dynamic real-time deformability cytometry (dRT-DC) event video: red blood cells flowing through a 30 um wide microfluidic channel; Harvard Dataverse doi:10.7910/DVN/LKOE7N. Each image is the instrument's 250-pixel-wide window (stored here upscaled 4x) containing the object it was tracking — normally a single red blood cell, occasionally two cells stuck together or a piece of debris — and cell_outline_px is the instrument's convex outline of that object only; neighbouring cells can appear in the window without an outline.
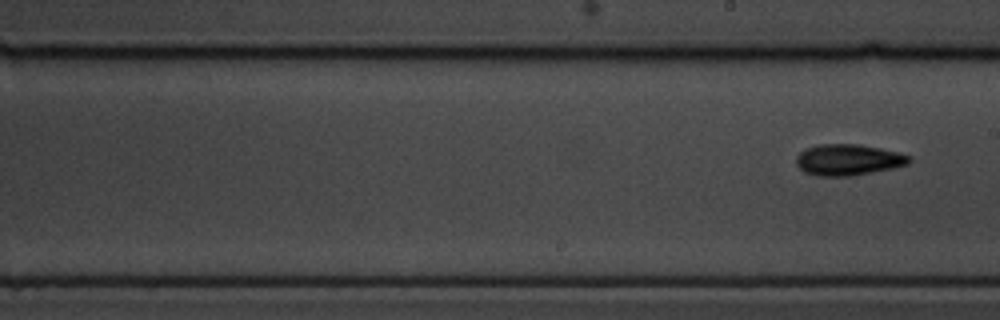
{"species": "common noctule bat (a hibernating species)", "species_latin": "Nyctalus noctula", "temperature_condition": "cold", "stored_images_in_passage": 10, "segment_of_instrument_passage": [2, 2], "camera_frame_rate_fps": 3000, "um_per_image_px": 0.085, "animal": {"sex": "male", "body_mass_g": 19.5, "forearm_length_mm": 54.6}, "frame": {"image": 1, "passage_image": 10, "time_ms": 11.333, "image_size_px": [1000, 320], "cell_outline_px": [[912, 160], [908, 164], [892, 168], [848, 176], [816, 176], [804, 172], [796, 164], [796, 156], [800, 152], [808, 148], [820, 144], [860, 144], [880, 148], [912, 156]], "centroid_in_image_um": [72.09, 13.58], "position_along_channel_um": 216.9, "area_um2": 20.4}}